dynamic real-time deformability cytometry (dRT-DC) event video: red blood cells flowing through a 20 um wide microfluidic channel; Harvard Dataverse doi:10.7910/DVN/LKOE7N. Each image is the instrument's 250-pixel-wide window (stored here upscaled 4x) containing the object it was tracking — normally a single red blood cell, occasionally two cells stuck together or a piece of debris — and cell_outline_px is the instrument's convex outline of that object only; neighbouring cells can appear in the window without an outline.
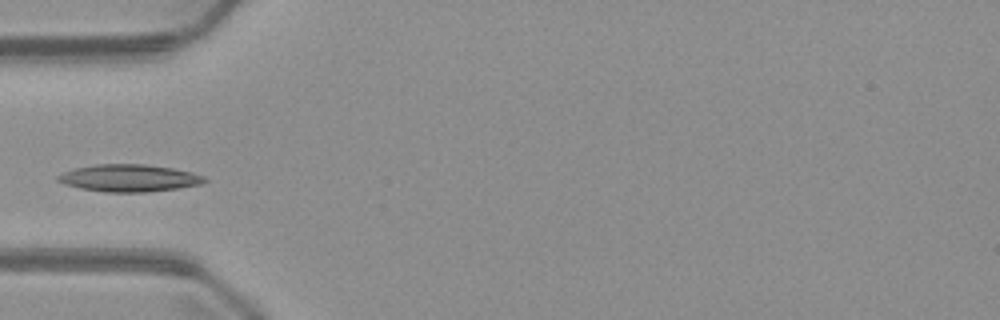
{"species": "common noctule bat (a hibernating species)", "species_latin": "Nyctalus noctula", "temperature_condition": "warm", "stored_images_in_passage": 5, "camera_frame_rate_fps": 3000, "um_per_image_px": 0.085, "animal": {"sex": "male", "body_mass_g": 23.1, "forearm_length_mm": 52.7}, "frame": {"image": 1, "passage_image": 5, "time_ms": 4.333, "image_size_px": [1000, 320], "cell_outline_px": [[208, 180], [200, 184], [180, 188], [148, 192], [104, 192], [80, 188], [64, 184], [56, 180], [56, 176], [64, 172], [76, 168], [96, 164], [144, 164], [172, 168], [192, 172], [204, 176]], "centroid_in_image_um": [10.98, 15.14], "position_along_channel_um": 74.0, "area_um2": 23.29}}